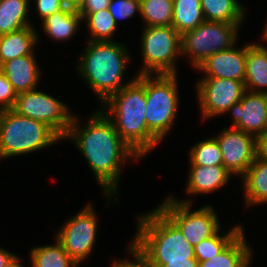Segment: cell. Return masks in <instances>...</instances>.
<instances>
[{"mask_svg": "<svg viewBox=\"0 0 267 267\" xmlns=\"http://www.w3.org/2000/svg\"><path fill=\"white\" fill-rule=\"evenodd\" d=\"M76 116L65 139L74 141L85 157L104 194L109 199L117 195L121 165L140 157L120 138L113 122L101 109L95 111L85 127H80ZM131 157V158H129Z\"/></svg>", "mask_w": 267, "mask_h": 267, "instance_id": "6da1fadb", "label": "cell"}, {"mask_svg": "<svg viewBox=\"0 0 267 267\" xmlns=\"http://www.w3.org/2000/svg\"><path fill=\"white\" fill-rule=\"evenodd\" d=\"M102 106H106V110H101L113 122L120 138L140 158L161 142L148 129L145 119V75H137L133 81L111 95Z\"/></svg>", "mask_w": 267, "mask_h": 267, "instance_id": "7a4b0ae2", "label": "cell"}, {"mask_svg": "<svg viewBox=\"0 0 267 267\" xmlns=\"http://www.w3.org/2000/svg\"><path fill=\"white\" fill-rule=\"evenodd\" d=\"M137 219V231L131 246L149 265L195 258L193 246L157 207Z\"/></svg>", "mask_w": 267, "mask_h": 267, "instance_id": "3957f363", "label": "cell"}, {"mask_svg": "<svg viewBox=\"0 0 267 267\" xmlns=\"http://www.w3.org/2000/svg\"><path fill=\"white\" fill-rule=\"evenodd\" d=\"M79 59L80 77L87 80L103 104L111 95L120 91L136 77L123 83L125 69L130 59L125 44L114 41H89ZM125 47V48H124ZM125 84V85H124Z\"/></svg>", "mask_w": 267, "mask_h": 267, "instance_id": "277c9868", "label": "cell"}, {"mask_svg": "<svg viewBox=\"0 0 267 267\" xmlns=\"http://www.w3.org/2000/svg\"><path fill=\"white\" fill-rule=\"evenodd\" d=\"M62 140L46 124L21 116L12 109L0 111V158L28 154Z\"/></svg>", "mask_w": 267, "mask_h": 267, "instance_id": "5b68a950", "label": "cell"}, {"mask_svg": "<svg viewBox=\"0 0 267 267\" xmlns=\"http://www.w3.org/2000/svg\"><path fill=\"white\" fill-rule=\"evenodd\" d=\"M177 74L145 75L146 123L162 141L173 126L179 105Z\"/></svg>", "mask_w": 267, "mask_h": 267, "instance_id": "8992f818", "label": "cell"}, {"mask_svg": "<svg viewBox=\"0 0 267 267\" xmlns=\"http://www.w3.org/2000/svg\"><path fill=\"white\" fill-rule=\"evenodd\" d=\"M144 28L141 38L144 64L137 75L177 74L175 61L181 54V35L172 25Z\"/></svg>", "mask_w": 267, "mask_h": 267, "instance_id": "52a82bcc", "label": "cell"}, {"mask_svg": "<svg viewBox=\"0 0 267 267\" xmlns=\"http://www.w3.org/2000/svg\"><path fill=\"white\" fill-rule=\"evenodd\" d=\"M240 25L204 21L181 35V54H188L191 64L197 68L209 56L236 45Z\"/></svg>", "mask_w": 267, "mask_h": 267, "instance_id": "ba28073f", "label": "cell"}, {"mask_svg": "<svg viewBox=\"0 0 267 267\" xmlns=\"http://www.w3.org/2000/svg\"><path fill=\"white\" fill-rule=\"evenodd\" d=\"M191 200L167 197L158 209L180 230L194 247L200 241L215 235L220 229L219 219L213 206L206 205L190 211Z\"/></svg>", "mask_w": 267, "mask_h": 267, "instance_id": "9c48e42d", "label": "cell"}, {"mask_svg": "<svg viewBox=\"0 0 267 267\" xmlns=\"http://www.w3.org/2000/svg\"><path fill=\"white\" fill-rule=\"evenodd\" d=\"M36 89L17 94L12 110L21 116L46 124L61 139H65L74 115L69 113L65 103Z\"/></svg>", "mask_w": 267, "mask_h": 267, "instance_id": "30bf717a", "label": "cell"}, {"mask_svg": "<svg viewBox=\"0 0 267 267\" xmlns=\"http://www.w3.org/2000/svg\"><path fill=\"white\" fill-rule=\"evenodd\" d=\"M97 223L96 214L90 204L71 217L56 234V240L78 264L95 247Z\"/></svg>", "mask_w": 267, "mask_h": 267, "instance_id": "8fae6325", "label": "cell"}, {"mask_svg": "<svg viewBox=\"0 0 267 267\" xmlns=\"http://www.w3.org/2000/svg\"><path fill=\"white\" fill-rule=\"evenodd\" d=\"M196 87L203 119L226 114L246 92L245 83L224 78H202Z\"/></svg>", "mask_w": 267, "mask_h": 267, "instance_id": "7c38bea8", "label": "cell"}, {"mask_svg": "<svg viewBox=\"0 0 267 267\" xmlns=\"http://www.w3.org/2000/svg\"><path fill=\"white\" fill-rule=\"evenodd\" d=\"M214 138L222 152L223 166L232 175L242 176L258 156L259 140L240 129L225 128Z\"/></svg>", "mask_w": 267, "mask_h": 267, "instance_id": "4fadbf2b", "label": "cell"}, {"mask_svg": "<svg viewBox=\"0 0 267 267\" xmlns=\"http://www.w3.org/2000/svg\"><path fill=\"white\" fill-rule=\"evenodd\" d=\"M232 113V125L258 140L267 134V94L246 91L240 102L226 113Z\"/></svg>", "mask_w": 267, "mask_h": 267, "instance_id": "5bb4252c", "label": "cell"}, {"mask_svg": "<svg viewBox=\"0 0 267 267\" xmlns=\"http://www.w3.org/2000/svg\"><path fill=\"white\" fill-rule=\"evenodd\" d=\"M246 66V45L231 48L209 56L197 68L205 72L203 78H224L244 83Z\"/></svg>", "mask_w": 267, "mask_h": 267, "instance_id": "9a60e30c", "label": "cell"}, {"mask_svg": "<svg viewBox=\"0 0 267 267\" xmlns=\"http://www.w3.org/2000/svg\"><path fill=\"white\" fill-rule=\"evenodd\" d=\"M0 70L17 94L37 88L36 85L41 77L34 52L1 64Z\"/></svg>", "mask_w": 267, "mask_h": 267, "instance_id": "2e32d148", "label": "cell"}, {"mask_svg": "<svg viewBox=\"0 0 267 267\" xmlns=\"http://www.w3.org/2000/svg\"><path fill=\"white\" fill-rule=\"evenodd\" d=\"M190 166L186 191L191 195L217 191L228 183L232 175L224 166Z\"/></svg>", "mask_w": 267, "mask_h": 267, "instance_id": "e0dca14e", "label": "cell"}, {"mask_svg": "<svg viewBox=\"0 0 267 267\" xmlns=\"http://www.w3.org/2000/svg\"><path fill=\"white\" fill-rule=\"evenodd\" d=\"M246 91L267 94V48L257 43L246 45Z\"/></svg>", "mask_w": 267, "mask_h": 267, "instance_id": "ac0fdd59", "label": "cell"}, {"mask_svg": "<svg viewBox=\"0 0 267 267\" xmlns=\"http://www.w3.org/2000/svg\"><path fill=\"white\" fill-rule=\"evenodd\" d=\"M33 26L0 35V65L14 58L30 55L38 42Z\"/></svg>", "mask_w": 267, "mask_h": 267, "instance_id": "d6986e66", "label": "cell"}, {"mask_svg": "<svg viewBox=\"0 0 267 267\" xmlns=\"http://www.w3.org/2000/svg\"><path fill=\"white\" fill-rule=\"evenodd\" d=\"M242 177L247 207L267 203V161L258 155Z\"/></svg>", "mask_w": 267, "mask_h": 267, "instance_id": "ffe728a7", "label": "cell"}, {"mask_svg": "<svg viewBox=\"0 0 267 267\" xmlns=\"http://www.w3.org/2000/svg\"><path fill=\"white\" fill-rule=\"evenodd\" d=\"M247 244L244 230L218 255L199 262V267H249L252 249Z\"/></svg>", "mask_w": 267, "mask_h": 267, "instance_id": "44dd1931", "label": "cell"}, {"mask_svg": "<svg viewBox=\"0 0 267 267\" xmlns=\"http://www.w3.org/2000/svg\"><path fill=\"white\" fill-rule=\"evenodd\" d=\"M43 21L44 32L57 41L69 40L77 33L82 17L78 10L65 7L60 12L52 14ZM81 21V22H80Z\"/></svg>", "mask_w": 267, "mask_h": 267, "instance_id": "7402d4cb", "label": "cell"}, {"mask_svg": "<svg viewBox=\"0 0 267 267\" xmlns=\"http://www.w3.org/2000/svg\"><path fill=\"white\" fill-rule=\"evenodd\" d=\"M29 0H0V35L33 26L28 20Z\"/></svg>", "mask_w": 267, "mask_h": 267, "instance_id": "603a6c76", "label": "cell"}, {"mask_svg": "<svg viewBox=\"0 0 267 267\" xmlns=\"http://www.w3.org/2000/svg\"><path fill=\"white\" fill-rule=\"evenodd\" d=\"M205 21L243 23L245 10L237 0H200Z\"/></svg>", "mask_w": 267, "mask_h": 267, "instance_id": "cb8c5ba5", "label": "cell"}, {"mask_svg": "<svg viewBox=\"0 0 267 267\" xmlns=\"http://www.w3.org/2000/svg\"><path fill=\"white\" fill-rule=\"evenodd\" d=\"M204 21L200 0H173L172 26L180 35Z\"/></svg>", "mask_w": 267, "mask_h": 267, "instance_id": "d4e9b609", "label": "cell"}, {"mask_svg": "<svg viewBox=\"0 0 267 267\" xmlns=\"http://www.w3.org/2000/svg\"><path fill=\"white\" fill-rule=\"evenodd\" d=\"M54 245L35 246L31 249L32 267H77L79 264L55 240Z\"/></svg>", "mask_w": 267, "mask_h": 267, "instance_id": "484cf974", "label": "cell"}, {"mask_svg": "<svg viewBox=\"0 0 267 267\" xmlns=\"http://www.w3.org/2000/svg\"><path fill=\"white\" fill-rule=\"evenodd\" d=\"M244 229L240 225H236L225 235L220 236L219 231L200 241L193 247L194 256L198 262L208 261L223 251Z\"/></svg>", "mask_w": 267, "mask_h": 267, "instance_id": "4316f807", "label": "cell"}, {"mask_svg": "<svg viewBox=\"0 0 267 267\" xmlns=\"http://www.w3.org/2000/svg\"><path fill=\"white\" fill-rule=\"evenodd\" d=\"M140 15L145 26H171L173 0H140Z\"/></svg>", "mask_w": 267, "mask_h": 267, "instance_id": "83f0119b", "label": "cell"}, {"mask_svg": "<svg viewBox=\"0 0 267 267\" xmlns=\"http://www.w3.org/2000/svg\"><path fill=\"white\" fill-rule=\"evenodd\" d=\"M82 21L86 22L90 31L89 41H114L112 37L118 25L108 8L86 14Z\"/></svg>", "mask_w": 267, "mask_h": 267, "instance_id": "f1b7e54d", "label": "cell"}, {"mask_svg": "<svg viewBox=\"0 0 267 267\" xmlns=\"http://www.w3.org/2000/svg\"><path fill=\"white\" fill-rule=\"evenodd\" d=\"M189 159L190 165L223 166L222 152L214 137L200 141L191 147Z\"/></svg>", "mask_w": 267, "mask_h": 267, "instance_id": "f546056e", "label": "cell"}, {"mask_svg": "<svg viewBox=\"0 0 267 267\" xmlns=\"http://www.w3.org/2000/svg\"><path fill=\"white\" fill-rule=\"evenodd\" d=\"M108 10L118 25V19L131 18L136 11L140 15V0H111Z\"/></svg>", "mask_w": 267, "mask_h": 267, "instance_id": "4dcf8cb0", "label": "cell"}, {"mask_svg": "<svg viewBox=\"0 0 267 267\" xmlns=\"http://www.w3.org/2000/svg\"><path fill=\"white\" fill-rule=\"evenodd\" d=\"M17 98L12 84L0 70V111L13 109Z\"/></svg>", "mask_w": 267, "mask_h": 267, "instance_id": "1f68e13d", "label": "cell"}, {"mask_svg": "<svg viewBox=\"0 0 267 267\" xmlns=\"http://www.w3.org/2000/svg\"><path fill=\"white\" fill-rule=\"evenodd\" d=\"M34 1V4H36L35 9L37 8V12L42 20L52 14L60 12L66 7L63 0H33V2Z\"/></svg>", "mask_w": 267, "mask_h": 267, "instance_id": "d6a6232c", "label": "cell"}, {"mask_svg": "<svg viewBox=\"0 0 267 267\" xmlns=\"http://www.w3.org/2000/svg\"><path fill=\"white\" fill-rule=\"evenodd\" d=\"M131 253L134 257V261L130 260H117L114 261L112 267H150V265L147 263V261L133 248L131 245L128 247V250L126 252ZM130 251V252H129Z\"/></svg>", "mask_w": 267, "mask_h": 267, "instance_id": "836d02e7", "label": "cell"}, {"mask_svg": "<svg viewBox=\"0 0 267 267\" xmlns=\"http://www.w3.org/2000/svg\"><path fill=\"white\" fill-rule=\"evenodd\" d=\"M111 0H85L78 9V13L83 18L86 14L97 12L101 9H107Z\"/></svg>", "mask_w": 267, "mask_h": 267, "instance_id": "e575fe53", "label": "cell"}, {"mask_svg": "<svg viewBox=\"0 0 267 267\" xmlns=\"http://www.w3.org/2000/svg\"><path fill=\"white\" fill-rule=\"evenodd\" d=\"M150 267H199V262L194 258L187 261L167 262L165 265H150Z\"/></svg>", "mask_w": 267, "mask_h": 267, "instance_id": "d590c367", "label": "cell"}, {"mask_svg": "<svg viewBox=\"0 0 267 267\" xmlns=\"http://www.w3.org/2000/svg\"><path fill=\"white\" fill-rule=\"evenodd\" d=\"M258 155L267 161V134L259 139Z\"/></svg>", "mask_w": 267, "mask_h": 267, "instance_id": "8d00e7d4", "label": "cell"}, {"mask_svg": "<svg viewBox=\"0 0 267 267\" xmlns=\"http://www.w3.org/2000/svg\"><path fill=\"white\" fill-rule=\"evenodd\" d=\"M14 256V253L0 248V267H4Z\"/></svg>", "mask_w": 267, "mask_h": 267, "instance_id": "74e56055", "label": "cell"}, {"mask_svg": "<svg viewBox=\"0 0 267 267\" xmlns=\"http://www.w3.org/2000/svg\"><path fill=\"white\" fill-rule=\"evenodd\" d=\"M66 7L78 10L85 0H63Z\"/></svg>", "mask_w": 267, "mask_h": 267, "instance_id": "f35d334b", "label": "cell"}, {"mask_svg": "<svg viewBox=\"0 0 267 267\" xmlns=\"http://www.w3.org/2000/svg\"><path fill=\"white\" fill-rule=\"evenodd\" d=\"M20 262V258L15 255L4 267H24Z\"/></svg>", "mask_w": 267, "mask_h": 267, "instance_id": "ab89813d", "label": "cell"}, {"mask_svg": "<svg viewBox=\"0 0 267 267\" xmlns=\"http://www.w3.org/2000/svg\"><path fill=\"white\" fill-rule=\"evenodd\" d=\"M262 33H263L262 38L265 40V42H267V23Z\"/></svg>", "mask_w": 267, "mask_h": 267, "instance_id": "60d3db41", "label": "cell"}]
</instances>
